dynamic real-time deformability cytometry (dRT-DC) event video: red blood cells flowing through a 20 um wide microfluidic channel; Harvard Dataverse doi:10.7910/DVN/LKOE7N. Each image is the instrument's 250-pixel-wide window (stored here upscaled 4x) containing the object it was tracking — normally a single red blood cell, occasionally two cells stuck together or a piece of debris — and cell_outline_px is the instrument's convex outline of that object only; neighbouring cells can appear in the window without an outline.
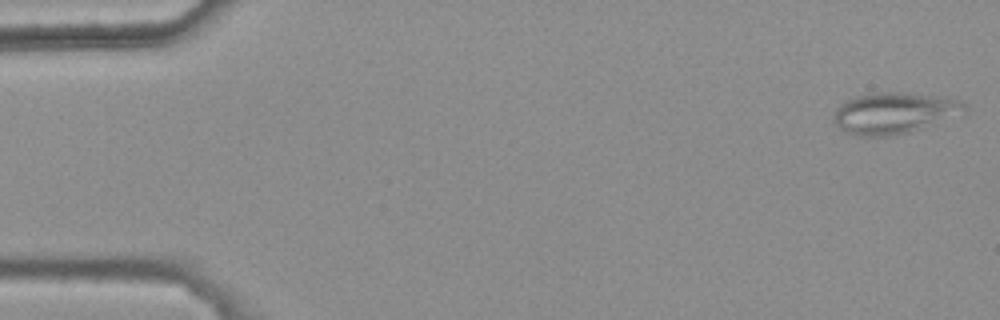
{"species": "common noctule bat (a hibernating species)", "species_latin": "Nyctalus noctula", "temperature_condition": "warm", "stored_images_in_passage": 48, "camera_frame_rate_fps": 3000, "um_per_image_px": 0.085, "animal": {"sex": "female", "body_mass_g": 25.1}, "frame": {"image": 1, "passage_image": 1, "time_ms": 0.0, "image_size_px": [1000, 320], "cell_outline_px": [[968, 108], [964, 116], [908, 132], [888, 136], [860, 136], [844, 132], [836, 124], [832, 116], [836, 108], [840, 104], [856, 96], [876, 92], [900, 92], [948, 96], [960, 100]], "centroid_in_image_um": [76.1, 9.6], "position_along_channel_um": 8.9, "area_um2": 32.14}}
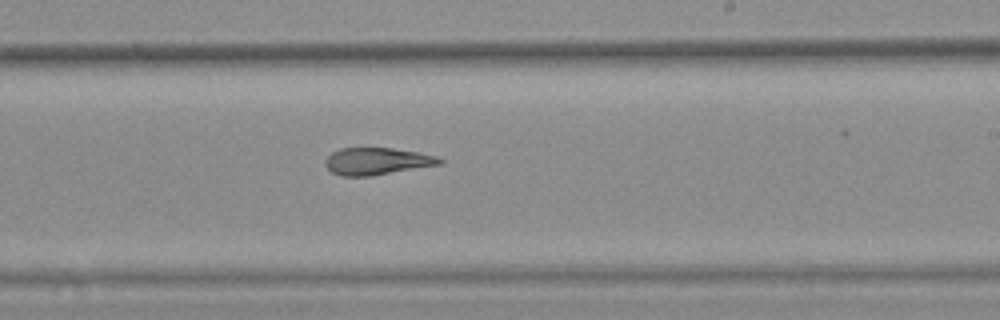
{"frame": {"image": 2, "passage_image": 32, "time_ms": 10.333, "image_size_px": [1000, 320], "cell_outline_px": [[444, 160], [440, 164], [368, 176], [340, 176], [332, 172], [324, 164], [324, 160], [332, 152], [340, 148], [392, 148], [440, 156]], "centroid_in_image_um": [32.01, 13.7], "position_along_channel_um": 257.0, "area_um2": 17.92}}
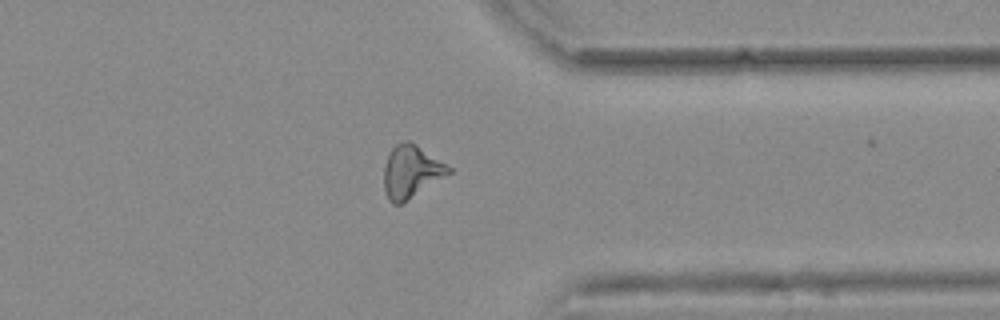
{"frame": {"image": 3, "passage_image": 42, "time_ms": 13.667, "image_size_px": [1000, 320], "cell_outline_px": [[452, 172], [400, 204], [392, 204], [388, 200], [384, 188], [384, 168], [388, 156], [392, 148], [396, 144], [404, 140], [408, 140], [416, 144], [452, 168]], "centroid_in_image_um": [34.93, 14.58], "position_along_channel_um": 376.5, "area_um2": 19.54}, "authors_computed_cell_mechanics": {"area_um2": 19.4497, "velocity_mm_per_s": 3.7297, "shape_relaxation_time_tau1_ms": null, "shape_relaxation_time_tau2_ms": 5.1702, "deformation_change_tau1": null, "deformation_change_tau2": 0.1523}}